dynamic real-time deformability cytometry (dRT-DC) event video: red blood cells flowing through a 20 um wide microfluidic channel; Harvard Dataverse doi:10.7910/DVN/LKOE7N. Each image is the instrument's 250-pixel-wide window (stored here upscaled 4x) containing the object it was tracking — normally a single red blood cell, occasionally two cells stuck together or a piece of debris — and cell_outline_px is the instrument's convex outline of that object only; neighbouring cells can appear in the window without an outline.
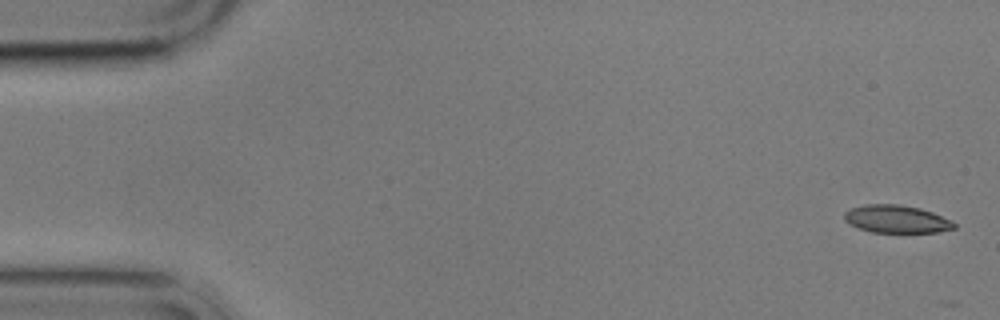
{"species": "common noctule bat (a hibernating species)", "species_latin": "Nyctalus noctula", "temperature_condition": "cold", "stored_images_in_passage": 6, "camera_frame_rate_fps": 3000, "um_per_image_px": 0.085, "animal": {"sex": "male", "body_mass_g": 17.9}, "frame": {"image": 1, "passage_image": 1, "time_ms": 0.0, "image_size_px": [1000, 320], "cell_outline_px": [[956, 228], [936, 232], [872, 232], [848, 224], [844, 220], [844, 212], [852, 208], [864, 204], [900, 204], [920, 208], [932, 212], [952, 220], [956, 224]], "centroid_in_image_um": [76.2, 18.61], "position_along_channel_um": 8.8, "area_um2": 17.8}}
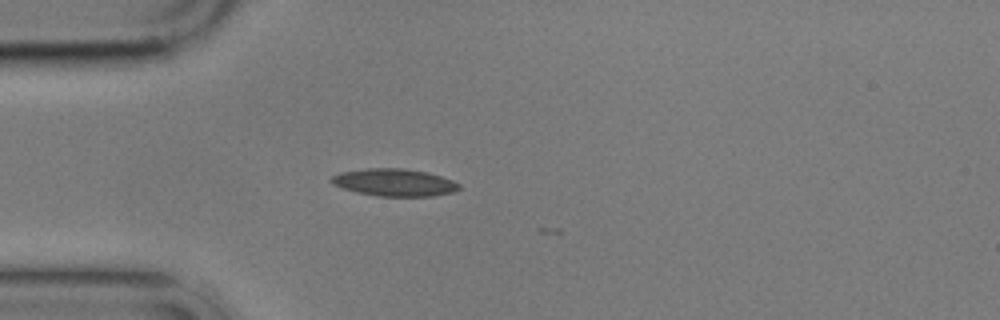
{"frame": {"image": 2, "passage_image": 5, "time_ms": 4.667, "image_size_px": [1000, 320], "cell_outline_px": [[460, 188], [452, 192], [432, 196], [376, 196], [356, 192], [332, 184], [328, 180], [332, 176], [340, 172], [364, 168], [404, 168], [428, 172], [452, 180], [460, 184]], "centroid_in_image_um": [33.49, 15.5], "position_along_channel_um": 51.5, "area_um2": 20.46}}